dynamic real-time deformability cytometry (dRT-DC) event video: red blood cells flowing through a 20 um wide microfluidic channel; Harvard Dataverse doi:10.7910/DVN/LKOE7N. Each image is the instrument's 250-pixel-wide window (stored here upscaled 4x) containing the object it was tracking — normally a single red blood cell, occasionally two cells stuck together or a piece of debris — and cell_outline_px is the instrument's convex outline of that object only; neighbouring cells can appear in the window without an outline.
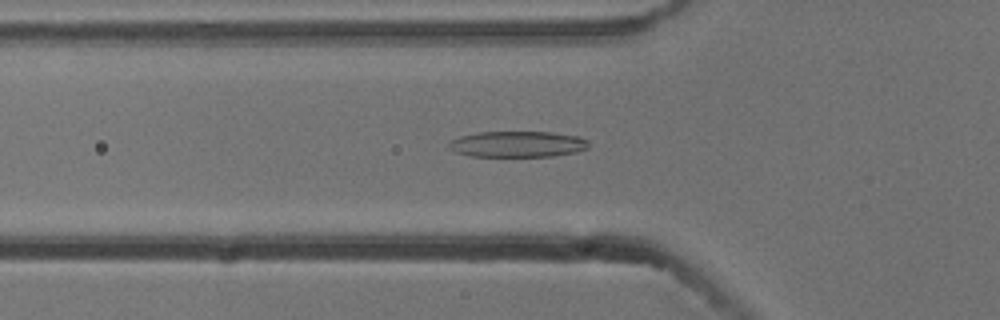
{"species": "common noctule bat (a hibernating species)", "species_latin": "Nyctalus noctula", "temperature_condition": "cold", "stored_images_in_passage": 54, "camera_frame_rate_fps": 3000, "um_per_image_px": 0.085, "animal": {"sex": "male", "body_mass_g": 13.3}, "frame": {"image": 1, "passage_image": 18, "time_ms": 5.667, "image_size_px": [1000, 320], "cell_outline_px": [[588, 148], [576, 152], [552, 156], [472, 156], [456, 152], [448, 148], [448, 144], [452, 140], [460, 136], [476, 132], [552, 132], [580, 136], [588, 140]], "centroid_in_image_um": [44.01, 12.24], "position_along_channel_um": 81.8, "area_um2": 21.21}}
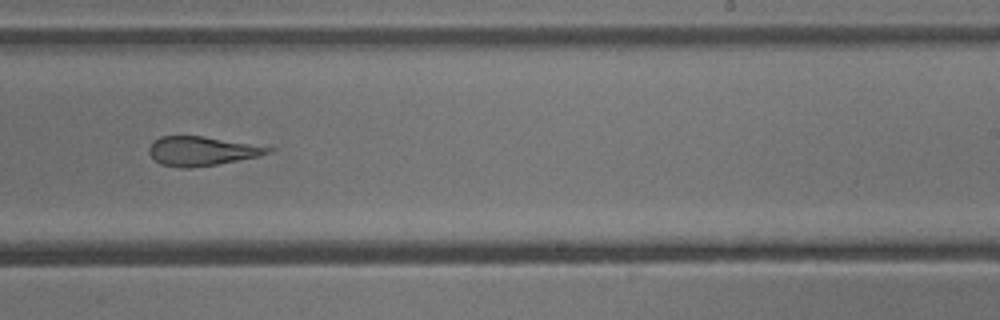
{"frame": {"image": 2, "passage_image": 33, "time_ms": 10.667, "image_size_px": [1000, 320], "cell_outline_px": [[276, 148], [272, 152], [260, 156], [216, 164], [192, 168], [180, 168], [160, 164], [148, 152], [148, 148], [160, 136], [204, 136]], "centroid_in_image_um": [17.17, 12.84], "position_along_channel_um": 271.8, "area_um2": 20.17}}
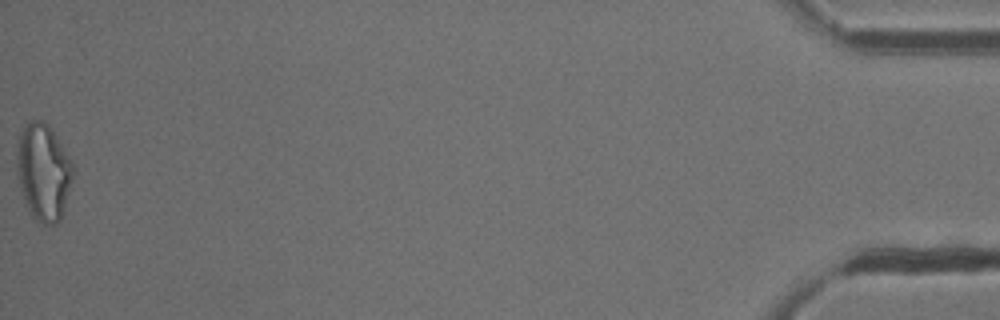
{"frame": {"image": 3, "passage_image": 54, "time_ms": 17.667, "image_size_px": [1000, 320], "cell_outline_px": [[72, 180], [64, 208], [60, 220], [56, 224], [44, 224], [32, 220], [28, 212], [16, 176], [16, 152], [20, 136], [28, 120], [44, 120], [52, 128], [72, 160]], "centroid_in_image_um": [3.67, 14.63], "position_along_channel_um": 431.5, "area_um2": 32.14}, "authors_computed_cell_mechanics": {"area_um2": 22.2819, "velocity_mm_per_s": 3.7908, "shape_relaxation_time_tau1_ms": null, "shape_relaxation_time_tau2_ms": 3.2221, "deformation_change_tau1": null, "deformation_change_tau2": 0.1609}}